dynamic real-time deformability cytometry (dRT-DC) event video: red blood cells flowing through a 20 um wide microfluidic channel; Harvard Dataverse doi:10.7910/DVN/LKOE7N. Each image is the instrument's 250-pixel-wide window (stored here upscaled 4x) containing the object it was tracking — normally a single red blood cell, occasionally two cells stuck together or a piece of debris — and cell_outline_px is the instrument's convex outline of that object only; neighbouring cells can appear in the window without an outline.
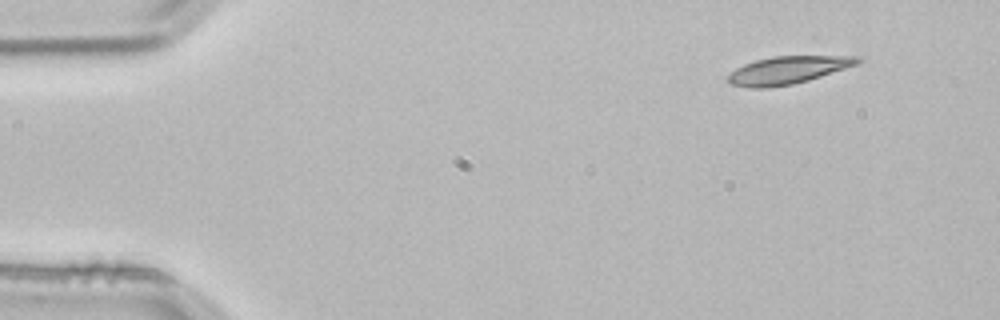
{"species": "common noctule bat (a hibernating species)", "species_latin": "Nyctalus noctula", "temperature_condition": "room temperature", "stored_images_in_passage": 3, "camera_frame_rate_fps": 3000, "um_per_image_px": 0.085, "animal": {"sex": "male", "body_mass_g": 21.5, "forearm_length_mm": 52.0}, "frame": {"image": 1, "passage_image": 1, "time_ms": 0.0, "image_size_px": [1000, 320], "cell_outline_px": [[864, 60], [856, 64], [808, 80], [792, 84], [768, 88], [748, 88], [728, 84], [728, 76], [736, 68], [744, 64], [756, 60], [772, 56], [860, 56]], "centroid_in_image_um": [66.93, 5.96], "position_along_channel_um": 18.1, "area_um2": 20.75}}
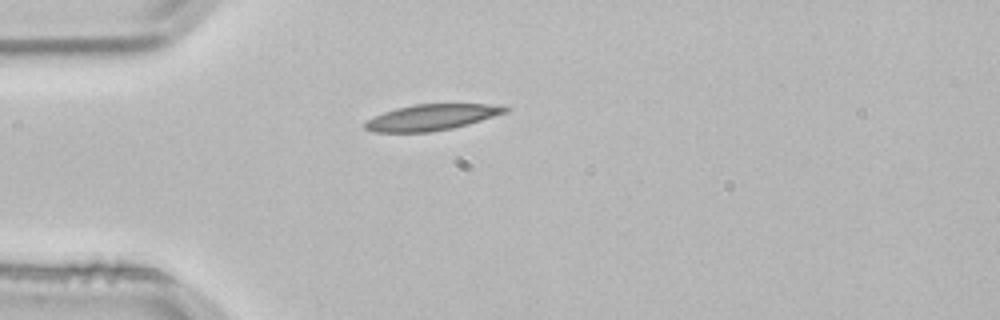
{"frame": {"image": 2, "passage_image": 3, "time_ms": 0.667, "image_size_px": [1000, 320], "cell_outline_px": [[512, 108], [508, 112], [468, 124], [452, 128], [428, 132], [372, 132], [364, 128], [364, 124], [372, 116], [396, 108], [416, 104], [500, 104]], "centroid_in_image_um": [36.72, 9.96], "position_along_channel_um": 48.3, "area_um2": 21.33}}